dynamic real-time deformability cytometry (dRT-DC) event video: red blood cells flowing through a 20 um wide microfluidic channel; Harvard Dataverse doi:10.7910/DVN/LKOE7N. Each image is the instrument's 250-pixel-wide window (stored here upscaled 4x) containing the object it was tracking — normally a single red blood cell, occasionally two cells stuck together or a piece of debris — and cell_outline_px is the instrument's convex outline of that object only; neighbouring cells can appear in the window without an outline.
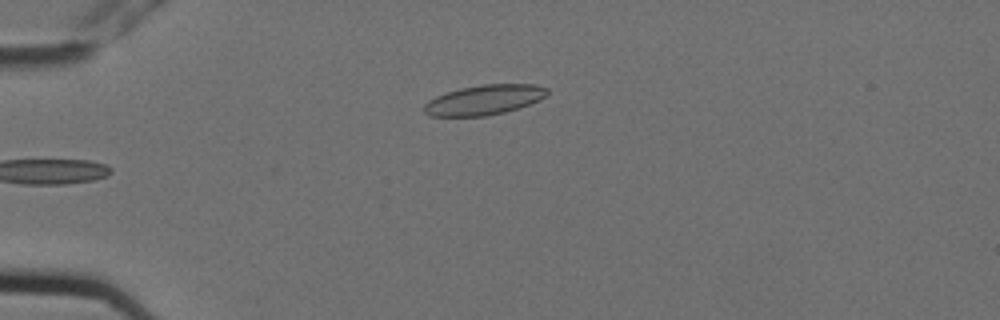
{"species": "Egyptian fruit bat (a non-hibernating species)", "species_latin": "Rousettus aegyptiacus", "temperature_condition": "cold", "stored_images_in_passage": 6, "camera_frame_rate_fps": 3000, "um_per_image_px": 0.085, "animal": {"sex": "female"}, "frame": {"image": 1, "passage_image": 6, "time_ms": 1.667, "image_size_px": [1000, 320], "cell_outline_px": [[548, 92], [540, 100], [504, 112], [488, 116], [428, 116], [424, 112], [424, 104], [428, 100], [436, 96], [460, 88], [480, 84], [536, 84], [548, 88]], "centroid_in_image_um": [41.14, 8.48], "position_along_channel_um": 43.9, "area_um2": 21.44}}